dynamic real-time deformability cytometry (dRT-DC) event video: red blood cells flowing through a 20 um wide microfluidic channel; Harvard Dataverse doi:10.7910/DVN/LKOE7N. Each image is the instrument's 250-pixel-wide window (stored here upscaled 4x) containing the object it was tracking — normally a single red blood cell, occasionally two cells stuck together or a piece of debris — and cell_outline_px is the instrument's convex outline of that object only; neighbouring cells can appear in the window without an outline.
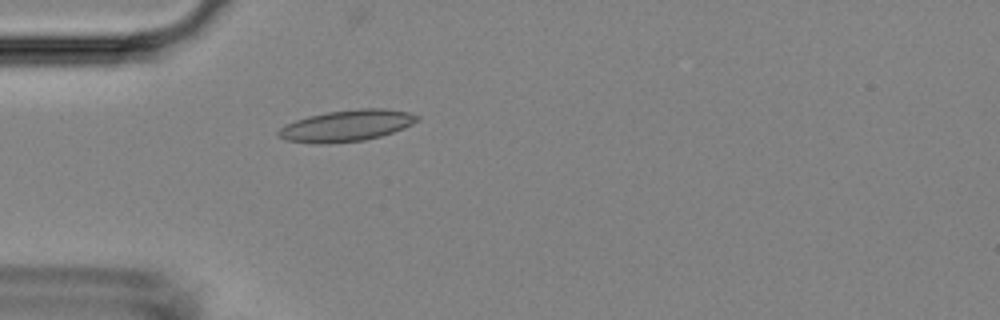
{"species": "Egyptian fruit bat (a non-hibernating species)", "species_latin": "Rousettus aegyptiacus", "temperature_condition": "room temperature", "stored_images_in_passage": 2, "camera_frame_rate_fps": 3000, "um_per_image_px": 0.085, "animal": {"sex": "female"}, "frame": {"image": 1, "passage_image": 2, "time_ms": 0.333, "image_size_px": [1000, 320], "cell_outline_px": [[420, 120], [404, 128], [380, 136], [364, 140], [328, 144], [312, 144], [284, 140], [276, 136], [276, 132], [284, 124], [308, 116], [328, 112], [356, 108], [384, 108], [408, 112], [420, 116]], "centroid_in_image_um": [29.42, 10.69], "position_along_channel_um": 55.6, "area_um2": 25.72}}